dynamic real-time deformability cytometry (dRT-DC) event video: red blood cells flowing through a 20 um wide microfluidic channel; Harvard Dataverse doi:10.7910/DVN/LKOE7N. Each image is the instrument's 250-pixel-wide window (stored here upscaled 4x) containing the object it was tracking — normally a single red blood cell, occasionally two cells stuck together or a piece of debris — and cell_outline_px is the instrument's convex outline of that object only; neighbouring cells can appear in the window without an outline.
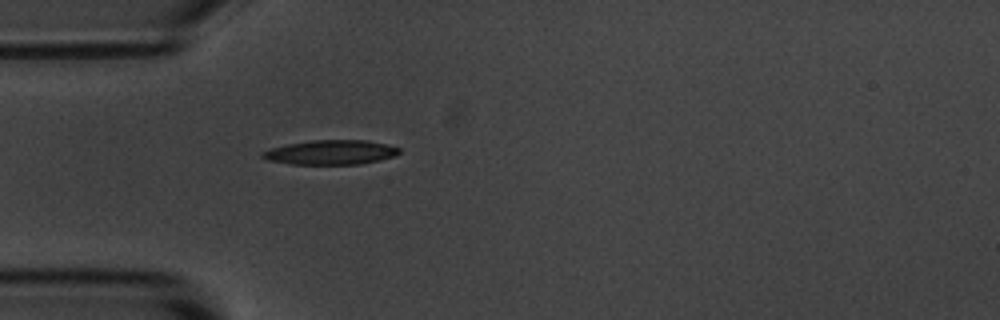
{"species": "common noctule bat (a hibernating species)", "species_latin": "Nyctalus noctula", "temperature_condition": "room temperature", "stored_images_in_passage": 34, "camera_frame_rate_fps": 3000, "um_per_image_px": 0.085, "animal": {"sex": "male", "body_mass_g": 20.1, "forearm_length_mm": 53.5}, "frame": {"image": 1, "passage_image": 1, "time_ms": 0.0, "image_size_px": [1000, 320], "cell_outline_px": [[400, 152], [392, 156], [380, 160], [360, 164], [292, 164], [268, 160], [260, 156], [260, 152], [272, 148], [288, 144], [312, 140], [368, 140], [388, 144], [400, 148]], "centroid_in_image_um": [28.12, 12.94], "position_along_channel_um": 56.9, "area_um2": 19.48}}
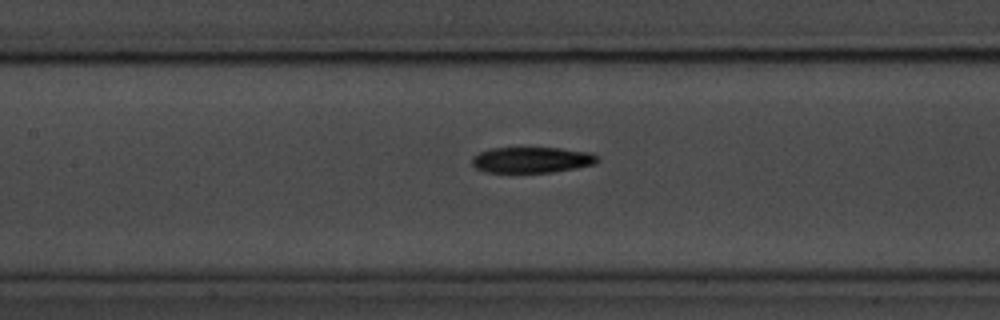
{"frame": {"image": 2, "passage_image": 10, "time_ms": 3.0, "image_size_px": [1000, 320], "cell_outline_px": [[600, 160], [596, 164], [576, 168], [552, 172], [484, 172], [476, 168], [472, 164], [472, 156], [480, 152], [492, 148], [560, 148], [592, 152], [600, 156]], "centroid_in_image_um": [45.26, 13.59], "position_along_channel_um": 162.1, "area_um2": 19.07}}
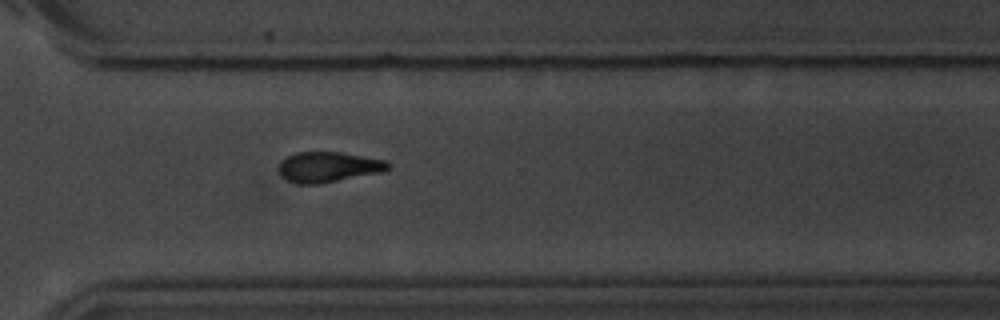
{"frame": {"image": 3, "passage_image": 25, "time_ms": 8.0, "image_size_px": [1000, 320], "cell_outline_px": [[392, 168], [384, 172], [320, 184], [296, 184], [288, 180], [280, 172], [280, 164], [288, 156], [296, 152], [340, 152], [388, 160], [392, 164]], "centroid_in_image_um": [28.02, 14.2], "position_along_channel_um": 342.6, "area_um2": 19.48}, "authors_computed_cell_mechanics": {"area_um2": 19.5942, "velocity_mm_per_s": 3.6145, "shape_relaxation_time_tau1_ms": 4.8329, "shape_relaxation_time_tau2_ms": 7.1595, "deformation_change_tau1": 0.1644, "deformation_change_tau2": 0.1774}}